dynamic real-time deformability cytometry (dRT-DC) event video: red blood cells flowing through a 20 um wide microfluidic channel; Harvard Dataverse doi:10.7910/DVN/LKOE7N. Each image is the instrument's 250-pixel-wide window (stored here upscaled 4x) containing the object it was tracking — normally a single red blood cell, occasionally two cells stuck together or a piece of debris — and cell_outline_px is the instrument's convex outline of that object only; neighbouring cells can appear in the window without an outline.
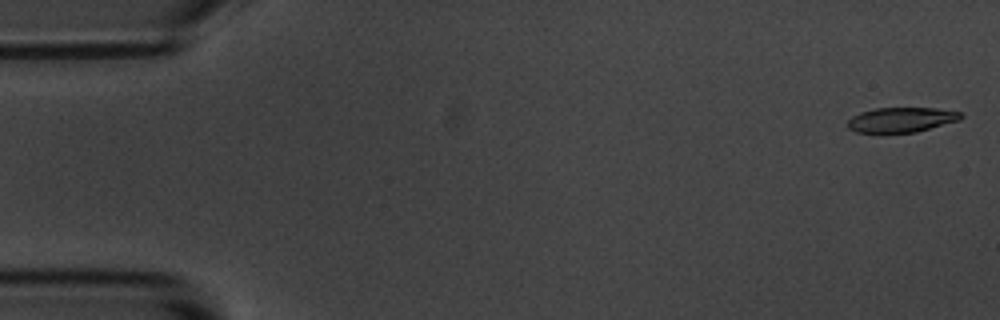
{"species": "common noctule bat (a hibernating species)", "species_latin": "Nyctalus noctula", "temperature_condition": "room temperature", "stored_images_in_passage": 15, "camera_frame_rate_fps": 3000, "um_per_image_px": 0.085, "animal": {"sex": "male", "body_mass_g": 20.1, "forearm_length_mm": 53.5}, "frame": {"image": 1, "passage_image": 1, "time_ms": 0.0, "image_size_px": [1000, 320], "cell_outline_px": [[964, 116], [960, 120], [916, 132], [856, 132], [848, 128], [848, 120], [852, 116], [860, 112], [876, 108], [936, 108], [960, 112]], "centroid_in_image_um": [76.62, 10.17], "position_along_channel_um": 8.4, "area_um2": 16.3}}
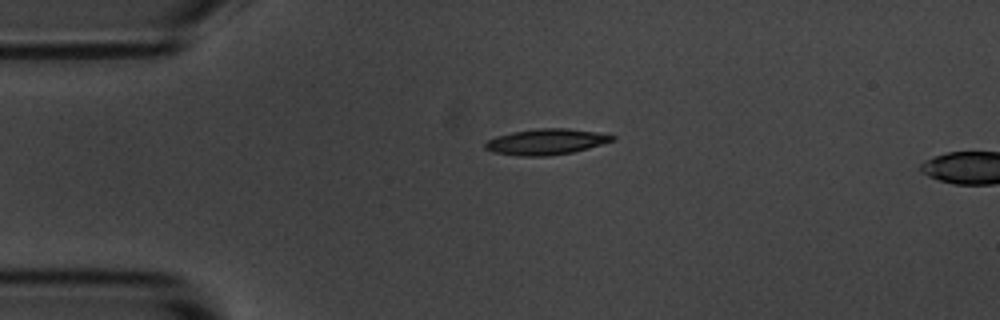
{"frame": {"image": 2, "passage_image": 12, "time_ms": 3.667, "image_size_px": [1000, 320], "cell_outline_px": [[616, 140], [588, 148], [572, 152], [548, 156], [520, 156], [492, 152], [484, 148], [484, 144], [488, 140], [496, 136], [512, 132], [536, 128], [568, 128], [596, 132], [616, 136]], "centroid_in_image_um": [46.41, 12.05], "position_along_channel_um": 38.6, "area_um2": 19.19}}